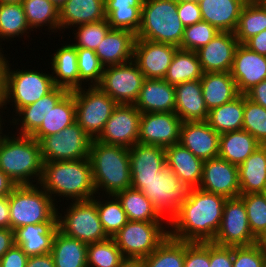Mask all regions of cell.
I'll use <instances>...</instances> for the list:
<instances>
[{"label": "cell", "mask_w": 266, "mask_h": 267, "mask_svg": "<svg viewBox=\"0 0 266 267\" xmlns=\"http://www.w3.org/2000/svg\"><path fill=\"white\" fill-rule=\"evenodd\" d=\"M226 198L199 188H191L189 197L169 221V236L186 242H211L219 229Z\"/></svg>", "instance_id": "1"}, {"label": "cell", "mask_w": 266, "mask_h": 267, "mask_svg": "<svg viewBox=\"0 0 266 267\" xmlns=\"http://www.w3.org/2000/svg\"><path fill=\"white\" fill-rule=\"evenodd\" d=\"M39 185L54 201L56 195L68 197L72 202L89 200L96 195L89 158L44 162Z\"/></svg>", "instance_id": "2"}, {"label": "cell", "mask_w": 266, "mask_h": 267, "mask_svg": "<svg viewBox=\"0 0 266 267\" xmlns=\"http://www.w3.org/2000/svg\"><path fill=\"white\" fill-rule=\"evenodd\" d=\"M2 132H0V170L16 185H33L36 181V184H39L44 163L39 142L31 136L19 134H16L17 137L8 134L3 136Z\"/></svg>", "instance_id": "3"}, {"label": "cell", "mask_w": 266, "mask_h": 267, "mask_svg": "<svg viewBox=\"0 0 266 267\" xmlns=\"http://www.w3.org/2000/svg\"><path fill=\"white\" fill-rule=\"evenodd\" d=\"M89 159L96 193L102 190L107 196H112L131 188L129 148L95 139L92 140Z\"/></svg>", "instance_id": "4"}, {"label": "cell", "mask_w": 266, "mask_h": 267, "mask_svg": "<svg viewBox=\"0 0 266 267\" xmlns=\"http://www.w3.org/2000/svg\"><path fill=\"white\" fill-rule=\"evenodd\" d=\"M185 26L177 13V1L144 0L136 38L180 47Z\"/></svg>", "instance_id": "5"}, {"label": "cell", "mask_w": 266, "mask_h": 267, "mask_svg": "<svg viewBox=\"0 0 266 267\" xmlns=\"http://www.w3.org/2000/svg\"><path fill=\"white\" fill-rule=\"evenodd\" d=\"M40 188V189H39ZM51 196L38 184L17 185L9 195L10 229L28 224L58 221V208Z\"/></svg>", "instance_id": "6"}, {"label": "cell", "mask_w": 266, "mask_h": 267, "mask_svg": "<svg viewBox=\"0 0 266 267\" xmlns=\"http://www.w3.org/2000/svg\"><path fill=\"white\" fill-rule=\"evenodd\" d=\"M131 187L140 190L152 202L159 215L167 219V225L187 200L191 190L168 166L150 179H131Z\"/></svg>", "instance_id": "7"}, {"label": "cell", "mask_w": 266, "mask_h": 267, "mask_svg": "<svg viewBox=\"0 0 266 267\" xmlns=\"http://www.w3.org/2000/svg\"><path fill=\"white\" fill-rule=\"evenodd\" d=\"M162 223L128 220L112 238L125 259H144L169 236Z\"/></svg>", "instance_id": "8"}, {"label": "cell", "mask_w": 266, "mask_h": 267, "mask_svg": "<svg viewBox=\"0 0 266 267\" xmlns=\"http://www.w3.org/2000/svg\"><path fill=\"white\" fill-rule=\"evenodd\" d=\"M9 66L8 62L2 109L7 103L14 102L16 113L20 108L35 103L55 87L51 74L28 69L15 71V69L11 70Z\"/></svg>", "instance_id": "9"}, {"label": "cell", "mask_w": 266, "mask_h": 267, "mask_svg": "<svg viewBox=\"0 0 266 267\" xmlns=\"http://www.w3.org/2000/svg\"><path fill=\"white\" fill-rule=\"evenodd\" d=\"M74 201L62 213H58V228L64 235L86 244L101 242L109 237L104 232L97 211V198ZM66 213V214H65ZM60 214V215H59Z\"/></svg>", "instance_id": "10"}, {"label": "cell", "mask_w": 266, "mask_h": 267, "mask_svg": "<svg viewBox=\"0 0 266 267\" xmlns=\"http://www.w3.org/2000/svg\"><path fill=\"white\" fill-rule=\"evenodd\" d=\"M76 104V122L92 139L102 133L105 123L118 105L98 86H90L72 91Z\"/></svg>", "instance_id": "11"}, {"label": "cell", "mask_w": 266, "mask_h": 267, "mask_svg": "<svg viewBox=\"0 0 266 267\" xmlns=\"http://www.w3.org/2000/svg\"><path fill=\"white\" fill-rule=\"evenodd\" d=\"M39 144L44 162L69 161L89 158L92 139L75 122L54 135L43 137Z\"/></svg>", "instance_id": "12"}, {"label": "cell", "mask_w": 266, "mask_h": 267, "mask_svg": "<svg viewBox=\"0 0 266 267\" xmlns=\"http://www.w3.org/2000/svg\"><path fill=\"white\" fill-rule=\"evenodd\" d=\"M145 79L137 63L131 60L105 67L97 86L117 104H134Z\"/></svg>", "instance_id": "13"}, {"label": "cell", "mask_w": 266, "mask_h": 267, "mask_svg": "<svg viewBox=\"0 0 266 267\" xmlns=\"http://www.w3.org/2000/svg\"><path fill=\"white\" fill-rule=\"evenodd\" d=\"M212 242L228 247L249 246L258 242L250 230L246 207L240 197L225 200L222 220Z\"/></svg>", "instance_id": "14"}, {"label": "cell", "mask_w": 266, "mask_h": 267, "mask_svg": "<svg viewBox=\"0 0 266 267\" xmlns=\"http://www.w3.org/2000/svg\"><path fill=\"white\" fill-rule=\"evenodd\" d=\"M142 113L134 104H118L96 139L105 144L131 148L139 142V126Z\"/></svg>", "instance_id": "15"}, {"label": "cell", "mask_w": 266, "mask_h": 267, "mask_svg": "<svg viewBox=\"0 0 266 267\" xmlns=\"http://www.w3.org/2000/svg\"><path fill=\"white\" fill-rule=\"evenodd\" d=\"M182 120L174 112L142 113L139 143L168 147L179 143Z\"/></svg>", "instance_id": "16"}, {"label": "cell", "mask_w": 266, "mask_h": 267, "mask_svg": "<svg viewBox=\"0 0 266 267\" xmlns=\"http://www.w3.org/2000/svg\"><path fill=\"white\" fill-rule=\"evenodd\" d=\"M198 188L226 199L239 197L241 193L238 166L220 157L205 160Z\"/></svg>", "instance_id": "17"}, {"label": "cell", "mask_w": 266, "mask_h": 267, "mask_svg": "<svg viewBox=\"0 0 266 267\" xmlns=\"http://www.w3.org/2000/svg\"><path fill=\"white\" fill-rule=\"evenodd\" d=\"M177 49L171 44L136 38L133 60L146 79H164Z\"/></svg>", "instance_id": "18"}, {"label": "cell", "mask_w": 266, "mask_h": 267, "mask_svg": "<svg viewBox=\"0 0 266 267\" xmlns=\"http://www.w3.org/2000/svg\"><path fill=\"white\" fill-rule=\"evenodd\" d=\"M239 44L235 33L219 32L205 46L196 51L203 72H230Z\"/></svg>", "instance_id": "19"}, {"label": "cell", "mask_w": 266, "mask_h": 267, "mask_svg": "<svg viewBox=\"0 0 266 267\" xmlns=\"http://www.w3.org/2000/svg\"><path fill=\"white\" fill-rule=\"evenodd\" d=\"M230 74L236 82L238 92L245 94L254 85L266 79V56L250 50L244 44H239Z\"/></svg>", "instance_id": "20"}, {"label": "cell", "mask_w": 266, "mask_h": 267, "mask_svg": "<svg viewBox=\"0 0 266 267\" xmlns=\"http://www.w3.org/2000/svg\"><path fill=\"white\" fill-rule=\"evenodd\" d=\"M219 137L207 121L182 122L179 143L205 161L218 157Z\"/></svg>", "instance_id": "21"}, {"label": "cell", "mask_w": 266, "mask_h": 267, "mask_svg": "<svg viewBox=\"0 0 266 267\" xmlns=\"http://www.w3.org/2000/svg\"><path fill=\"white\" fill-rule=\"evenodd\" d=\"M175 87L164 79H145L134 105L141 113H175Z\"/></svg>", "instance_id": "22"}, {"label": "cell", "mask_w": 266, "mask_h": 267, "mask_svg": "<svg viewBox=\"0 0 266 267\" xmlns=\"http://www.w3.org/2000/svg\"><path fill=\"white\" fill-rule=\"evenodd\" d=\"M58 230V221L28 224L14 230L15 244L20 246L27 256L45 255L51 252Z\"/></svg>", "instance_id": "23"}, {"label": "cell", "mask_w": 266, "mask_h": 267, "mask_svg": "<svg viewBox=\"0 0 266 267\" xmlns=\"http://www.w3.org/2000/svg\"><path fill=\"white\" fill-rule=\"evenodd\" d=\"M136 34L125 29H111L96 48L95 53L104 67L133 60Z\"/></svg>", "instance_id": "24"}, {"label": "cell", "mask_w": 266, "mask_h": 267, "mask_svg": "<svg viewBox=\"0 0 266 267\" xmlns=\"http://www.w3.org/2000/svg\"><path fill=\"white\" fill-rule=\"evenodd\" d=\"M175 114L183 122L207 121L209 110L203 99L200 80L177 84Z\"/></svg>", "instance_id": "25"}, {"label": "cell", "mask_w": 266, "mask_h": 267, "mask_svg": "<svg viewBox=\"0 0 266 267\" xmlns=\"http://www.w3.org/2000/svg\"><path fill=\"white\" fill-rule=\"evenodd\" d=\"M166 166L191 188H198L202 180L203 160L180 143L165 148Z\"/></svg>", "instance_id": "26"}, {"label": "cell", "mask_w": 266, "mask_h": 267, "mask_svg": "<svg viewBox=\"0 0 266 267\" xmlns=\"http://www.w3.org/2000/svg\"><path fill=\"white\" fill-rule=\"evenodd\" d=\"M245 0H199L202 19L221 32H235Z\"/></svg>", "instance_id": "27"}, {"label": "cell", "mask_w": 266, "mask_h": 267, "mask_svg": "<svg viewBox=\"0 0 266 267\" xmlns=\"http://www.w3.org/2000/svg\"><path fill=\"white\" fill-rule=\"evenodd\" d=\"M68 92L64 88L55 86L35 103L20 108L15 113V116L19 118L13 117L14 120L12 121L13 125H20L21 123L20 128H18V130L21 129L19 135L31 136L41 126L47 112L53 109Z\"/></svg>", "instance_id": "28"}, {"label": "cell", "mask_w": 266, "mask_h": 267, "mask_svg": "<svg viewBox=\"0 0 266 267\" xmlns=\"http://www.w3.org/2000/svg\"><path fill=\"white\" fill-rule=\"evenodd\" d=\"M131 179H150L166 167L165 148L136 143L129 148Z\"/></svg>", "instance_id": "29"}, {"label": "cell", "mask_w": 266, "mask_h": 267, "mask_svg": "<svg viewBox=\"0 0 266 267\" xmlns=\"http://www.w3.org/2000/svg\"><path fill=\"white\" fill-rule=\"evenodd\" d=\"M104 3L105 0H67L59 8V31L106 19Z\"/></svg>", "instance_id": "30"}, {"label": "cell", "mask_w": 266, "mask_h": 267, "mask_svg": "<svg viewBox=\"0 0 266 267\" xmlns=\"http://www.w3.org/2000/svg\"><path fill=\"white\" fill-rule=\"evenodd\" d=\"M51 60L54 85L69 92L79 89L77 48L72 43L65 44L53 53Z\"/></svg>", "instance_id": "31"}, {"label": "cell", "mask_w": 266, "mask_h": 267, "mask_svg": "<svg viewBox=\"0 0 266 267\" xmlns=\"http://www.w3.org/2000/svg\"><path fill=\"white\" fill-rule=\"evenodd\" d=\"M200 82L203 99L209 111L240 95L230 72L204 73Z\"/></svg>", "instance_id": "32"}, {"label": "cell", "mask_w": 266, "mask_h": 267, "mask_svg": "<svg viewBox=\"0 0 266 267\" xmlns=\"http://www.w3.org/2000/svg\"><path fill=\"white\" fill-rule=\"evenodd\" d=\"M240 193H264L266 189V145H260L238 166Z\"/></svg>", "instance_id": "33"}, {"label": "cell", "mask_w": 266, "mask_h": 267, "mask_svg": "<svg viewBox=\"0 0 266 267\" xmlns=\"http://www.w3.org/2000/svg\"><path fill=\"white\" fill-rule=\"evenodd\" d=\"M144 0H105V15L112 29H125L137 34L141 26Z\"/></svg>", "instance_id": "34"}, {"label": "cell", "mask_w": 266, "mask_h": 267, "mask_svg": "<svg viewBox=\"0 0 266 267\" xmlns=\"http://www.w3.org/2000/svg\"><path fill=\"white\" fill-rule=\"evenodd\" d=\"M76 122V104L73 92H68L50 109L41 126L31 135L38 142L48 135H54Z\"/></svg>", "instance_id": "35"}, {"label": "cell", "mask_w": 266, "mask_h": 267, "mask_svg": "<svg viewBox=\"0 0 266 267\" xmlns=\"http://www.w3.org/2000/svg\"><path fill=\"white\" fill-rule=\"evenodd\" d=\"M261 144L247 131H229L220 134L218 157L239 166Z\"/></svg>", "instance_id": "36"}, {"label": "cell", "mask_w": 266, "mask_h": 267, "mask_svg": "<svg viewBox=\"0 0 266 267\" xmlns=\"http://www.w3.org/2000/svg\"><path fill=\"white\" fill-rule=\"evenodd\" d=\"M87 245L57 231L52 245L51 255L55 267H88Z\"/></svg>", "instance_id": "37"}, {"label": "cell", "mask_w": 266, "mask_h": 267, "mask_svg": "<svg viewBox=\"0 0 266 267\" xmlns=\"http://www.w3.org/2000/svg\"><path fill=\"white\" fill-rule=\"evenodd\" d=\"M203 74L197 52L178 48L164 80L175 86L188 81L200 80Z\"/></svg>", "instance_id": "38"}, {"label": "cell", "mask_w": 266, "mask_h": 267, "mask_svg": "<svg viewBox=\"0 0 266 267\" xmlns=\"http://www.w3.org/2000/svg\"><path fill=\"white\" fill-rule=\"evenodd\" d=\"M244 118V94L231 102L212 108L207 122L219 134L242 130Z\"/></svg>", "instance_id": "39"}, {"label": "cell", "mask_w": 266, "mask_h": 267, "mask_svg": "<svg viewBox=\"0 0 266 267\" xmlns=\"http://www.w3.org/2000/svg\"><path fill=\"white\" fill-rule=\"evenodd\" d=\"M115 196L120 201L130 221L150 222L165 220L140 190L131 187L117 193Z\"/></svg>", "instance_id": "40"}, {"label": "cell", "mask_w": 266, "mask_h": 267, "mask_svg": "<svg viewBox=\"0 0 266 267\" xmlns=\"http://www.w3.org/2000/svg\"><path fill=\"white\" fill-rule=\"evenodd\" d=\"M266 30V8L258 1H249L243 6L235 36L240 44Z\"/></svg>", "instance_id": "41"}, {"label": "cell", "mask_w": 266, "mask_h": 267, "mask_svg": "<svg viewBox=\"0 0 266 267\" xmlns=\"http://www.w3.org/2000/svg\"><path fill=\"white\" fill-rule=\"evenodd\" d=\"M21 3L32 31L43 25H49L48 29L52 31L59 30V8L50 0H22Z\"/></svg>", "instance_id": "42"}, {"label": "cell", "mask_w": 266, "mask_h": 267, "mask_svg": "<svg viewBox=\"0 0 266 267\" xmlns=\"http://www.w3.org/2000/svg\"><path fill=\"white\" fill-rule=\"evenodd\" d=\"M143 260L146 267H184L185 241L168 236Z\"/></svg>", "instance_id": "43"}, {"label": "cell", "mask_w": 266, "mask_h": 267, "mask_svg": "<svg viewBox=\"0 0 266 267\" xmlns=\"http://www.w3.org/2000/svg\"><path fill=\"white\" fill-rule=\"evenodd\" d=\"M29 31L31 29L21 2L0 3V41L27 36Z\"/></svg>", "instance_id": "44"}, {"label": "cell", "mask_w": 266, "mask_h": 267, "mask_svg": "<svg viewBox=\"0 0 266 267\" xmlns=\"http://www.w3.org/2000/svg\"><path fill=\"white\" fill-rule=\"evenodd\" d=\"M124 260L113 238L87 245L88 267H119Z\"/></svg>", "instance_id": "45"}, {"label": "cell", "mask_w": 266, "mask_h": 267, "mask_svg": "<svg viewBox=\"0 0 266 267\" xmlns=\"http://www.w3.org/2000/svg\"><path fill=\"white\" fill-rule=\"evenodd\" d=\"M95 197H97V211L104 232L112 238L127 223L126 212L115 195L108 196L105 202L98 199L100 196Z\"/></svg>", "instance_id": "46"}, {"label": "cell", "mask_w": 266, "mask_h": 267, "mask_svg": "<svg viewBox=\"0 0 266 267\" xmlns=\"http://www.w3.org/2000/svg\"><path fill=\"white\" fill-rule=\"evenodd\" d=\"M239 197L246 207L250 230L258 240L266 232V194H240Z\"/></svg>", "instance_id": "47"}, {"label": "cell", "mask_w": 266, "mask_h": 267, "mask_svg": "<svg viewBox=\"0 0 266 267\" xmlns=\"http://www.w3.org/2000/svg\"><path fill=\"white\" fill-rule=\"evenodd\" d=\"M242 129L251 134L261 145H266V109L248 99L245 94Z\"/></svg>", "instance_id": "48"}, {"label": "cell", "mask_w": 266, "mask_h": 267, "mask_svg": "<svg viewBox=\"0 0 266 267\" xmlns=\"http://www.w3.org/2000/svg\"><path fill=\"white\" fill-rule=\"evenodd\" d=\"M78 56V71H79V89L82 88V81L88 83L90 86H97L102 78L104 66L100 62L99 57L95 51L85 48H77Z\"/></svg>", "instance_id": "49"}, {"label": "cell", "mask_w": 266, "mask_h": 267, "mask_svg": "<svg viewBox=\"0 0 266 267\" xmlns=\"http://www.w3.org/2000/svg\"><path fill=\"white\" fill-rule=\"evenodd\" d=\"M75 30L76 43H72L76 48H85L95 51L102 42L106 34L112 29L106 19L77 25Z\"/></svg>", "instance_id": "50"}, {"label": "cell", "mask_w": 266, "mask_h": 267, "mask_svg": "<svg viewBox=\"0 0 266 267\" xmlns=\"http://www.w3.org/2000/svg\"><path fill=\"white\" fill-rule=\"evenodd\" d=\"M219 32L215 26L201 21L185 27L180 49L196 52L211 41Z\"/></svg>", "instance_id": "51"}, {"label": "cell", "mask_w": 266, "mask_h": 267, "mask_svg": "<svg viewBox=\"0 0 266 267\" xmlns=\"http://www.w3.org/2000/svg\"><path fill=\"white\" fill-rule=\"evenodd\" d=\"M233 267H266V253L258 243L233 247Z\"/></svg>", "instance_id": "52"}, {"label": "cell", "mask_w": 266, "mask_h": 267, "mask_svg": "<svg viewBox=\"0 0 266 267\" xmlns=\"http://www.w3.org/2000/svg\"><path fill=\"white\" fill-rule=\"evenodd\" d=\"M210 242H186L184 267H209Z\"/></svg>", "instance_id": "53"}, {"label": "cell", "mask_w": 266, "mask_h": 267, "mask_svg": "<svg viewBox=\"0 0 266 267\" xmlns=\"http://www.w3.org/2000/svg\"><path fill=\"white\" fill-rule=\"evenodd\" d=\"M177 13L185 27L203 21L198 1H177Z\"/></svg>", "instance_id": "54"}, {"label": "cell", "mask_w": 266, "mask_h": 267, "mask_svg": "<svg viewBox=\"0 0 266 267\" xmlns=\"http://www.w3.org/2000/svg\"><path fill=\"white\" fill-rule=\"evenodd\" d=\"M209 267H233V247L220 246L211 241Z\"/></svg>", "instance_id": "55"}, {"label": "cell", "mask_w": 266, "mask_h": 267, "mask_svg": "<svg viewBox=\"0 0 266 267\" xmlns=\"http://www.w3.org/2000/svg\"><path fill=\"white\" fill-rule=\"evenodd\" d=\"M29 256L14 244L0 259V267H26Z\"/></svg>", "instance_id": "56"}, {"label": "cell", "mask_w": 266, "mask_h": 267, "mask_svg": "<svg viewBox=\"0 0 266 267\" xmlns=\"http://www.w3.org/2000/svg\"><path fill=\"white\" fill-rule=\"evenodd\" d=\"M251 101L263 106L266 109V79L257 85H254L245 93Z\"/></svg>", "instance_id": "57"}, {"label": "cell", "mask_w": 266, "mask_h": 267, "mask_svg": "<svg viewBox=\"0 0 266 267\" xmlns=\"http://www.w3.org/2000/svg\"><path fill=\"white\" fill-rule=\"evenodd\" d=\"M244 45L256 53L266 56V30L249 38Z\"/></svg>", "instance_id": "58"}, {"label": "cell", "mask_w": 266, "mask_h": 267, "mask_svg": "<svg viewBox=\"0 0 266 267\" xmlns=\"http://www.w3.org/2000/svg\"><path fill=\"white\" fill-rule=\"evenodd\" d=\"M14 244V231L10 228H0V259Z\"/></svg>", "instance_id": "59"}, {"label": "cell", "mask_w": 266, "mask_h": 267, "mask_svg": "<svg viewBox=\"0 0 266 267\" xmlns=\"http://www.w3.org/2000/svg\"><path fill=\"white\" fill-rule=\"evenodd\" d=\"M26 267H55L51 253L29 256Z\"/></svg>", "instance_id": "60"}, {"label": "cell", "mask_w": 266, "mask_h": 267, "mask_svg": "<svg viewBox=\"0 0 266 267\" xmlns=\"http://www.w3.org/2000/svg\"><path fill=\"white\" fill-rule=\"evenodd\" d=\"M0 228H10L9 196L0 197Z\"/></svg>", "instance_id": "61"}, {"label": "cell", "mask_w": 266, "mask_h": 267, "mask_svg": "<svg viewBox=\"0 0 266 267\" xmlns=\"http://www.w3.org/2000/svg\"><path fill=\"white\" fill-rule=\"evenodd\" d=\"M17 185L0 170V197L9 196Z\"/></svg>", "instance_id": "62"}, {"label": "cell", "mask_w": 266, "mask_h": 267, "mask_svg": "<svg viewBox=\"0 0 266 267\" xmlns=\"http://www.w3.org/2000/svg\"><path fill=\"white\" fill-rule=\"evenodd\" d=\"M7 63H0V105H2L5 92V72Z\"/></svg>", "instance_id": "63"}, {"label": "cell", "mask_w": 266, "mask_h": 267, "mask_svg": "<svg viewBox=\"0 0 266 267\" xmlns=\"http://www.w3.org/2000/svg\"><path fill=\"white\" fill-rule=\"evenodd\" d=\"M119 267H146L143 259H125Z\"/></svg>", "instance_id": "64"}, {"label": "cell", "mask_w": 266, "mask_h": 267, "mask_svg": "<svg viewBox=\"0 0 266 267\" xmlns=\"http://www.w3.org/2000/svg\"><path fill=\"white\" fill-rule=\"evenodd\" d=\"M261 249L266 253V232L258 239L257 242Z\"/></svg>", "instance_id": "65"}, {"label": "cell", "mask_w": 266, "mask_h": 267, "mask_svg": "<svg viewBox=\"0 0 266 267\" xmlns=\"http://www.w3.org/2000/svg\"><path fill=\"white\" fill-rule=\"evenodd\" d=\"M55 6L60 8L67 0H50Z\"/></svg>", "instance_id": "66"}, {"label": "cell", "mask_w": 266, "mask_h": 267, "mask_svg": "<svg viewBox=\"0 0 266 267\" xmlns=\"http://www.w3.org/2000/svg\"><path fill=\"white\" fill-rule=\"evenodd\" d=\"M1 47V46H0ZM1 48H0V63H8V60L7 58L5 57L6 55H4L2 52H1ZM4 56V57H3Z\"/></svg>", "instance_id": "67"}, {"label": "cell", "mask_w": 266, "mask_h": 267, "mask_svg": "<svg viewBox=\"0 0 266 267\" xmlns=\"http://www.w3.org/2000/svg\"><path fill=\"white\" fill-rule=\"evenodd\" d=\"M22 0H0V3H19Z\"/></svg>", "instance_id": "68"}, {"label": "cell", "mask_w": 266, "mask_h": 267, "mask_svg": "<svg viewBox=\"0 0 266 267\" xmlns=\"http://www.w3.org/2000/svg\"><path fill=\"white\" fill-rule=\"evenodd\" d=\"M0 109H1V105H0ZM1 112V111H0ZM1 115H0V132L3 130V129H1V128H3L2 126H3V123H2V119H1ZM2 123V124H1Z\"/></svg>", "instance_id": "69"}, {"label": "cell", "mask_w": 266, "mask_h": 267, "mask_svg": "<svg viewBox=\"0 0 266 267\" xmlns=\"http://www.w3.org/2000/svg\"><path fill=\"white\" fill-rule=\"evenodd\" d=\"M262 4H263V6L266 8V0H259Z\"/></svg>", "instance_id": "70"}]
</instances>
